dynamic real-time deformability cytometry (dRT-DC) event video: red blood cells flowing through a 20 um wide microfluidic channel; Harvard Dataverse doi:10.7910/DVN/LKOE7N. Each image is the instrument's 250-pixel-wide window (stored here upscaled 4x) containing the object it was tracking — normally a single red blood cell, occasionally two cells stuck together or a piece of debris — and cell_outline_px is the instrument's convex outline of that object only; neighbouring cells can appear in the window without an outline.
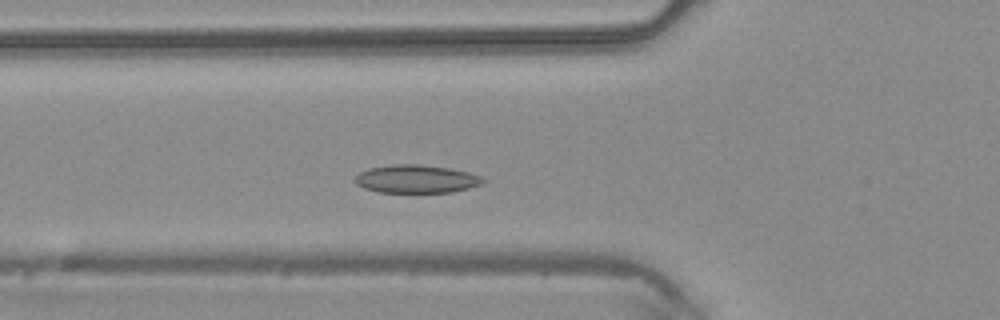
{"species": "common noctule bat (a hibernating species)", "species_latin": "Nyctalus noctula", "temperature_condition": "warm", "stored_images_in_passage": 32, "camera_frame_rate_fps": 3000, "um_per_image_px": 0.085, "animal": {"sex": "male", "body_mass_g": 20.4}, "frame": {"image": 1, "passage_image": 2, "time_ms": 0.333, "image_size_px": [1000, 320], "cell_outline_px": [[488, 180], [480, 184], [468, 188], [452, 192], [380, 192], [364, 188], [356, 184], [356, 176], [360, 172], [368, 168], [392, 164], [420, 164], [452, 168], [468, 172], [480, 176]], "centroid_in_image_um": [35.4, 15.2], "position_along_channel_um": 90.4, "area_um2": 20.98}}
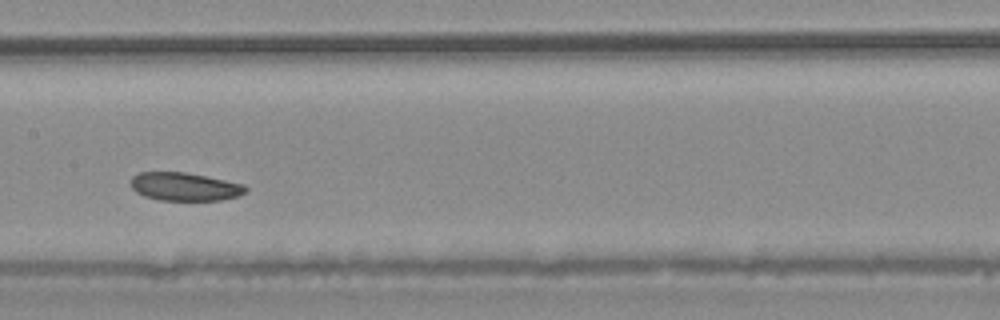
{"frame": {"image": 2, "passage_image": 9, "time_ms": 2.667, "image_size_px": [1000, 320], "cell_outline_px": [[248, 192], [240, 196], [220, 200], [160, 200], [144, 196], [136, 192], [132, 188], [132, 176], [140, 172], [184, 172], [244, 184], [248, 188]], "centroid_in_image_um": [15.73, 15.87], "position_along_channel_um": 191.7, "area_um2": 18.84}}
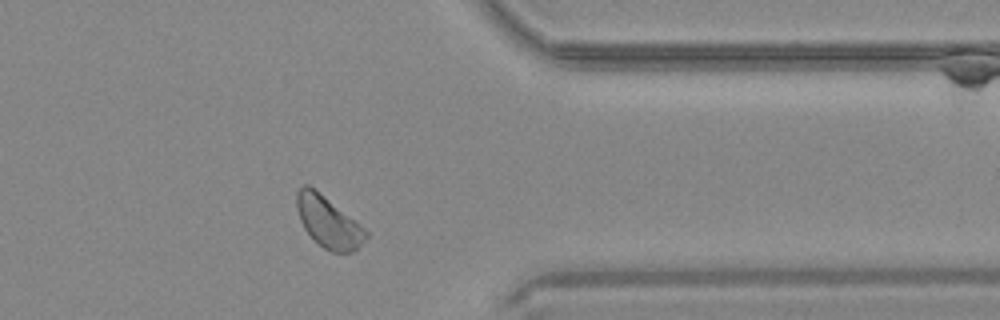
{"frame": {"image": 3, "passage_image": 23, "time_ms": 7.333, "image_size_px": [1000, 320], "cell_outline_px": [[368, 236], [352, 252], [332, 252], [324, 248], [304, 228], [300, 220], [296, 208], [296, 192], [304, 184], [308, 184], [360, 224], [368, 232]], "centroid_in_image_um": [27.89, 18.86], "position_along_channel_um": 383.5, "area_um2": 20.11}}